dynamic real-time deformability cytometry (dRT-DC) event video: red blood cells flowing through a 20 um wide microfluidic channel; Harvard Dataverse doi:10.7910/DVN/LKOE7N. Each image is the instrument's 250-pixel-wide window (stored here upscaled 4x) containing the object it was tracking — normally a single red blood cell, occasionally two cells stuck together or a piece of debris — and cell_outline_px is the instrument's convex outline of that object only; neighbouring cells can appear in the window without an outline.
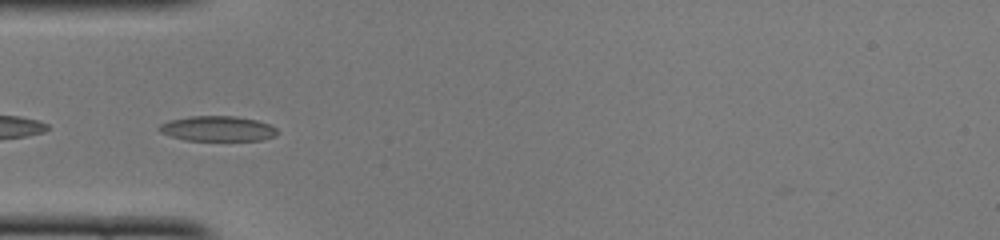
{"species": "common noctule bat (a hibernating species)", "species_latin": "Nyctalus noctula", "temperature_condition": "cold", "stored_images_in_passage": 36, "segment_of_instrument_passage": [2, 2], "camera_frame_rate_fps": 3000, "um_per_image_px": 0.085, "animal": {"sex": "female", "body_mass_g": 22.0, "forearm_length_mm": 56.7}, "frame": {"image": 1, "passage_image": 15, "time_ms": 4.667, "image_size_px": [1000, 240], "cell_outline_px": [[280, 132], [276, 136], [260, 140], [184, 140], [160, 132], [156, 128], [160, 124], [168, 120], [188, 116], [236, 116], [256, 120], [268, 124], [276, 128]], "centroid_in_image_um": [18.48, 10.93], "position_along_channel_um": 66.5, "area_um2": 17.4}}
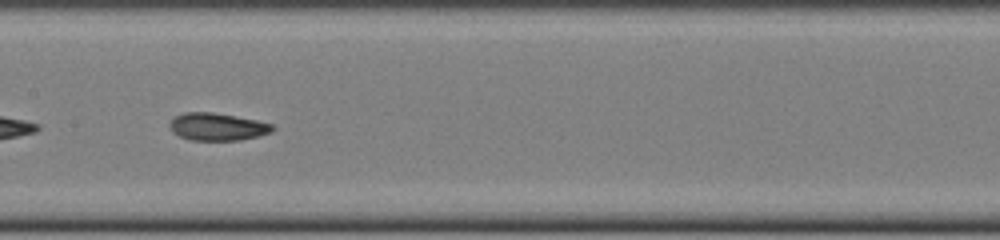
{"frame": {"image": 2, "passage_image": 24, "time_ms": 7.667, "image_size_px": [1000, 240], "cell_outline_px": [[276, 128], [272, 132], [240, 140], [188, 140], [172, 132], [168, 124], [172, 116], [184, 112], [212, 112], [256, 120], [272, 124]], "centroid_in_image_um": [18.42, 10.77], "position_along_channel_um": 189.0, "area_um2": 16.59}}
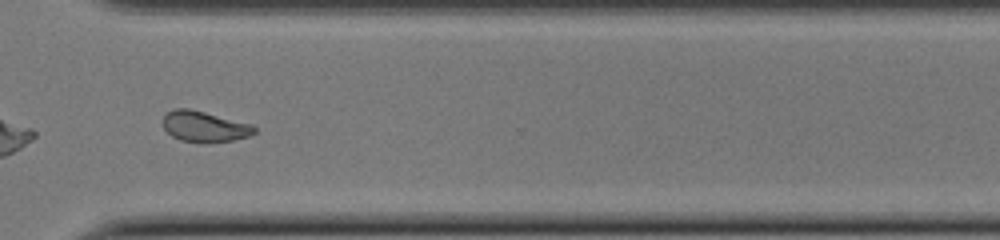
{"frame": {"image": 3, "passage_image": 36, "time_ms": 11.667, "image_size_px": [1000, 240], "cell_outline_px": [[256, 132], [248, 136], [236, 140], [180, 140], [172, 136], [164, 128], [160, 120], [168, 112], [176, 108], [188, 108], [252, 124], [256, 128]], "centroid_in_image_um": [17.36, 10.71], "position_along_channel_um": 353.2, "area_um2": 15.84}}